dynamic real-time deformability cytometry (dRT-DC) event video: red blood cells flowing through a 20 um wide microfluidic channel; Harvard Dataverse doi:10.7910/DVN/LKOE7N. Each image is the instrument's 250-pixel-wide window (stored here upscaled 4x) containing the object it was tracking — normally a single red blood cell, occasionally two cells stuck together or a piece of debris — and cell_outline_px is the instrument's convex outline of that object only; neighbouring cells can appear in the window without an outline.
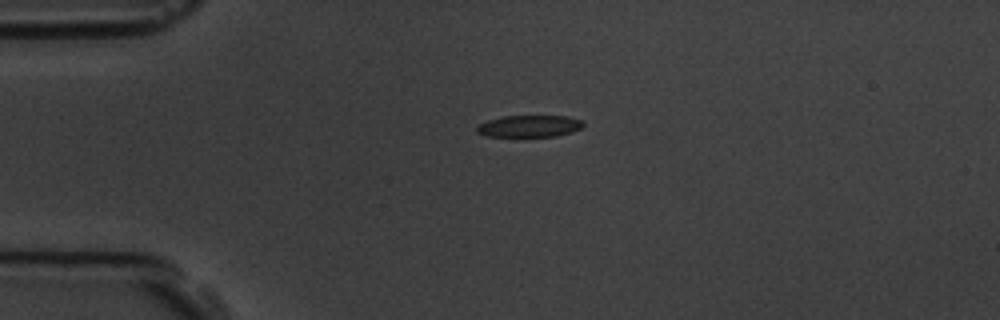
{"species": "common noctule bat (a hibernating species)", "species_latin": "Nyctalus noctula", "temperature_condition": "room temperature", "stored_images_in_passage": 2, "camera_frame_rate_fps": 3000, "um_per_image_px": 0.085, "animal": {"sex": "male", "body_mass_g": 19.5, "forearm_length_mm": 54.6}, "frame": {"image": 1, "passage_image": 1, "time_ms": 0.0, "image_size_px": [1000, 320], "cell_outline_px": [[584, 124], [580, 128], [572, 132], [556, 136], [524, 140], [516, 140], [488, 136], [476, 132], [476, 128], [480, 124], [488, 120], [504, 116], [568, 116], [580, 120]], "centroid_in_image_um": [44.94, 10.79], "position_along_channel_um": 40.1, "area_um2": 14.45}}